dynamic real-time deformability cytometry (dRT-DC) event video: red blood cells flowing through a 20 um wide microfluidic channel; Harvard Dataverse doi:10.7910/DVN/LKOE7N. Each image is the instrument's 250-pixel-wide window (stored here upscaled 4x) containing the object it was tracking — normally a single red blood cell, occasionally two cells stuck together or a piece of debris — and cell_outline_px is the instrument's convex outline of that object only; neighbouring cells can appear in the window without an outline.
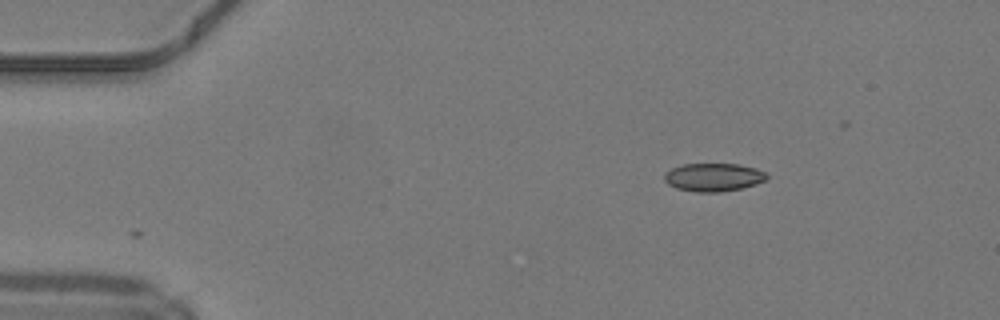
{"species": "common noctule bat (a hibernating species)", "species_latin": "Nyctalus noctula", "temperature_condition": "warm", "stored_images_in_passage": 36, "camera_frame_rate_fps": 3000, "um_per_image_px": 0.085, "animal": {"sex": "male", "body_mass_g": 19.2, "forearm_length_mm": 51.8}, "frame": {"image": 1, "passage_image": 1, "time_ms": 0.0, "image_size_px": [1000, 320], "cell_outline_px": [[768, 176], [764, 180], [756, 184], [740, 188], [720, 192], [696, 192], [676, 188], [668, 184], [664, 180], [664, 172], [672, 168], [684, 164], [740, 164], [756, 168], [764, 172]], "centroid_in_image_um": [60.61, 15.06], "position_along_channel_um": 24.4, "area_um2": 16.76}}
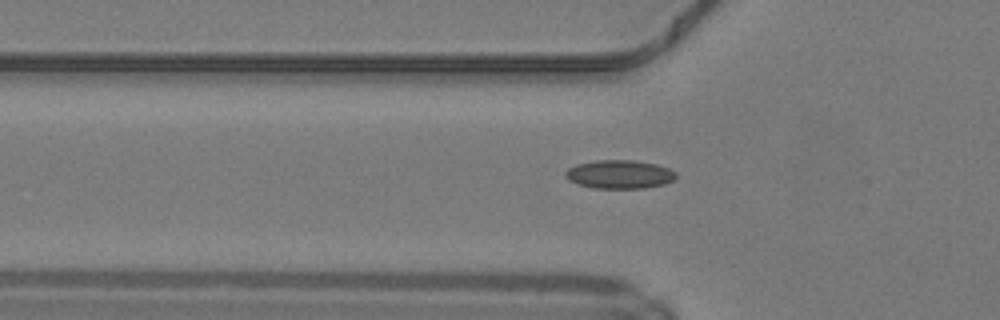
{"frame": {"image": 2, "passage_image": 10, "time_ms": 3.0, "image_size_px": [1000, 320], "cell_outline_px": [[676, 176], [672, 180], [664, 184], [644, 188], [592, 188], [576, 184], [568, 180], [564, 176], [564, 172], [568, 168], [576, 164], [596, 160], [632, 160], [656, 164], [668, 168], [676, 172]], "centroid_in_image_um": [52.6, 14.82], "position_along_channel_um": 73.2, "area_um2": 18.5}}
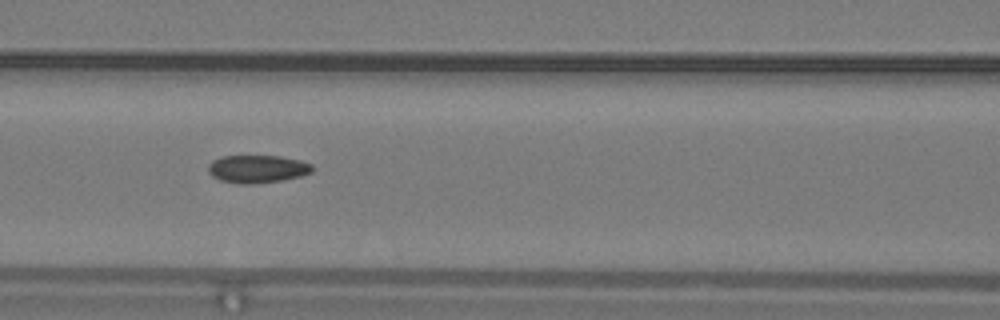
{"frame": {"image": 3, "passage_image": 15, "time_ms": 4.667, "image_size_px": [1000, 320], "cell_outline_px": [[312, 172], [300, 176], [280, 180], [252, 184], [240, 184], [220, 180], [212, 176], [208, 172], [208, 164], [212, 160], [224, 156], [280, 156], [300, 160], [312, 164]], "centroid_in_image_um": [21.85, 14.35], "position_along_channel_um": 144.8, "area_um2": 16.82}, "authors_computed_cell_mechanics": {"area_um2": 17.051, "velocity_mm_per_s": 4.2212, "shape_relaxation_time_tau1_ms": null, "shape_relaxation_time_tau2_ms": 2.9469, "deformation_change_tau1": null, "deformation_change_tau2": 0.0966}}